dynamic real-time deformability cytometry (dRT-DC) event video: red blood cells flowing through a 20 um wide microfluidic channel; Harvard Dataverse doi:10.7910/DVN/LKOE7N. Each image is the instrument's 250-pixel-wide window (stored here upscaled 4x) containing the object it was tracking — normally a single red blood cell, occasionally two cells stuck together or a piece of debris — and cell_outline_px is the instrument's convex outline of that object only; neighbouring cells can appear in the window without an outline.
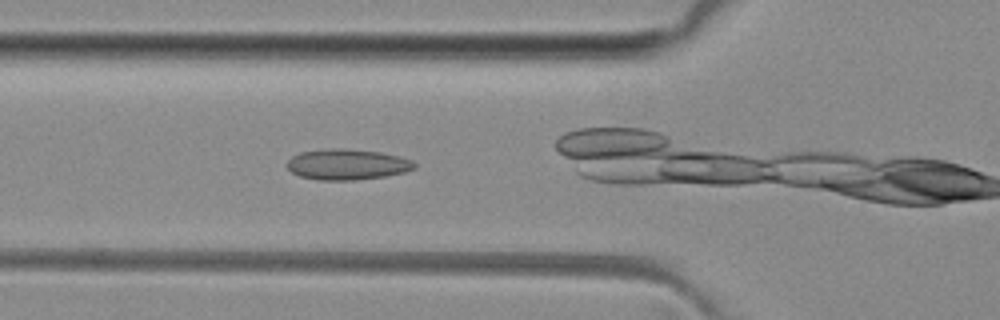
{"species": "common noctule bat (a hibernating species)", "species_latin": "Nyctalus noctula", "temperature_condition": "room temperature", "stored_images_in_passage": 10, "camera_frame_rate_fps": 3000, "um_per_image_px": 0.085, "animal": {"sex": "female", "body_mass_g": 29.2, "forearm_length_mm": 56.3}, "frame": {"image": 1, "passage_image": 9, "time_ms": 2.667, "image_size_px": [1000, 320], "cell_outline_px": [[416, 168], [404, 172], [384, 176], [356, 180], [320, 180], [300, 176], [292, 172], [288, 168], [288, 160], [292, 156], [300, 152], [328, 148], [340, 148], [380, 152], [400, 156], [412, 160], [416, 164]], "centroid_in_image_um": [29.52, 13.97], "position_along_channel_um": 96.3, "area_um2": 22.77}}